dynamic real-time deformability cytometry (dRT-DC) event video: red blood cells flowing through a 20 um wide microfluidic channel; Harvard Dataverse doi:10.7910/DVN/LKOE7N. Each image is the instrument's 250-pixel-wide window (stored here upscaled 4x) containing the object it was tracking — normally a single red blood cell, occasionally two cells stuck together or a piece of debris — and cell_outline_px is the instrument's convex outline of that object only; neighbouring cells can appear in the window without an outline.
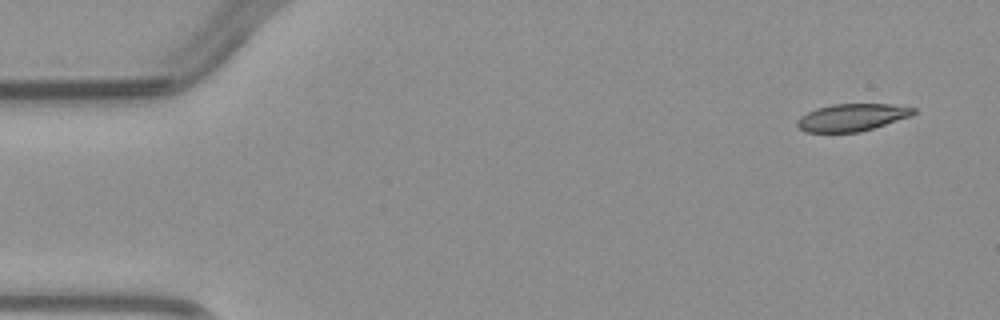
{"species": "common noctule bat (a hibernating species)", "species_latin": "Nyctalus noctula", "temperature_condition": "warm", "stored_images_in_passage": 3, "camera_frame_rate_fps": 3000, "um_per_image_px": 0.085, "animal": {"sex": "male", "body_mass_g": 23.1, "forearm_length_mm": 52.7}, "frame": {"image": 1, "passage_image": 1, "time_ms": 0.0, "image_size_px": [1000, 320], "cell_outline_px": [[916, 112], [912, 116], [860, 132], [804, 132], [796, 124], [796, 120], [800, 116], [816, 108], [832, 104], [892, 104], [916, 108]], "centroid_in_image_um": [72.42, 9.97], "position_along_channel_um": 12.6, "area_um2": 18.61}}
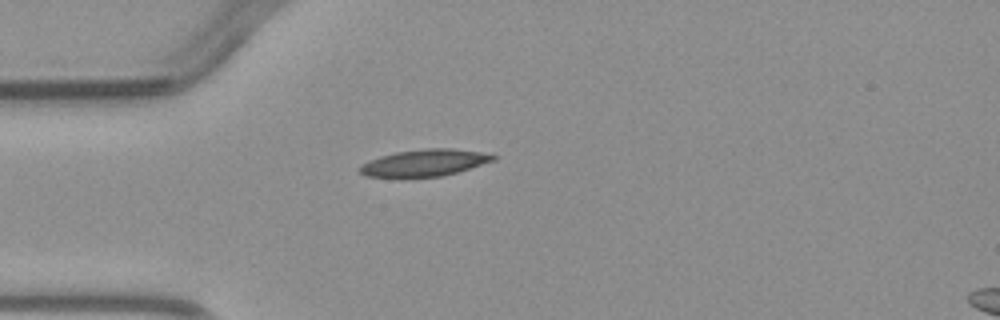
{"frame": {"image": 2, "passage_image": 3, "time_ms": 3.333, "image_size_px": [1000, 320], "cell_outline_px": [[496, 160], [456, 172], [440, 176], [364, 176], [360, 172], [360, 164], [380, 156], [396, 152], [424, 148], [452, 148], [480, 152], [496, 156]], "centroid_in_image_um": [36.08, 13.82], "position_along_channel_um": 48.9, "area_um2": 20.4}}